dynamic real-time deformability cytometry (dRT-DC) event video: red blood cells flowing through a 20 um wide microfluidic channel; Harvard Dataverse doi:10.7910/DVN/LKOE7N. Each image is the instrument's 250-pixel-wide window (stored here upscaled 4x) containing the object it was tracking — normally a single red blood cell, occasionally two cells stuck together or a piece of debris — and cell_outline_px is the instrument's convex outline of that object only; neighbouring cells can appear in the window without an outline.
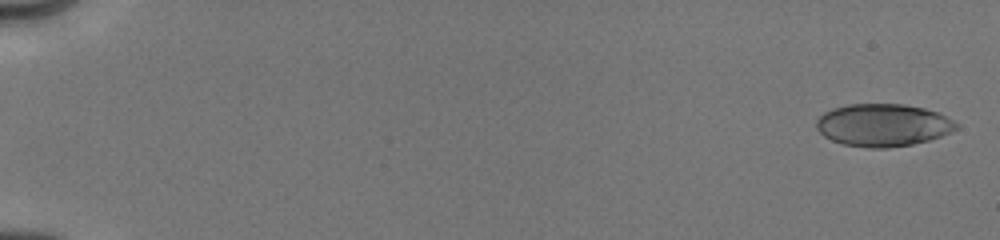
{"species": "human", "species_latin": "Homo sapiens", "temperature_condition": "cold", "stored_images_in_passage": 28, "camera_frame_rate_fps": 3000, "um_per_image_px": 0.085, "donor": {"sex": "male"}, "frame": {"image": 1, "passage_image": 1, "time_ms": 0.0, "image_size_px": [1000, 240], "cell_outline_px": [[960, 128], [940, 136], [928, 140], [912, 144], [888, 148], [868, 148], [844, 144], [832, 140], [824, 136], [816, 128], [816, 120], [824, 112], [832, 108], [848, 104], [904, 104], [924, 108], [936, 112], [960, 124]], "centroid_in_image_um": [75.05, 10.63], "position_along_channel_um": 10.0, "area_um2": 34.68}}
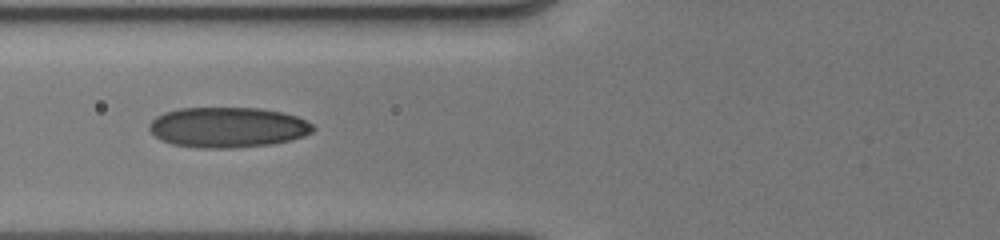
{"frame": {"image": 2, "passage_image": 16, "time_ms": 7.0, "image_size_px": [1000, 240], "cell_outline_px": [[316, 128], [312, 132], [304, 136], [272, 144], [232, 148], [196, 148], [172, 144], [160, 140], [148, 128], [148, 124], [156, 116], [164, 112], [180, 108], [260, 108], [280, 112], [296, 116], [312, 124]], "centroid_in_image_um": [19.32, 10.83], "position_along_channel_um": 106.5, "area_um2": 38.55}}
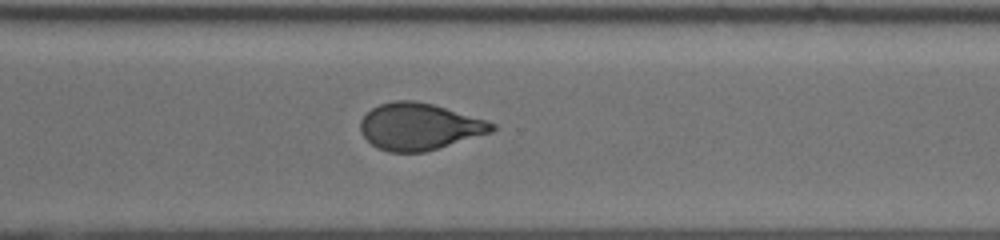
{"frame": {"image": 3, "passage_image": 28, "time_ms": 12.667, "image_size_px": [1000, 240], "cell_outline_px": [[496, 128], [492, 132], [424, 152], [388, 152], [376, 148], [360, 132], [360, 120], [372, 108], [380, 104], [392, 100], [416, 100], [432, 104], [484, 120], [496, 124]], "centroid_in_image_um": [35.6, 10.76], "position_along_channel_um": 335.0, "area_um2": 35.6}}